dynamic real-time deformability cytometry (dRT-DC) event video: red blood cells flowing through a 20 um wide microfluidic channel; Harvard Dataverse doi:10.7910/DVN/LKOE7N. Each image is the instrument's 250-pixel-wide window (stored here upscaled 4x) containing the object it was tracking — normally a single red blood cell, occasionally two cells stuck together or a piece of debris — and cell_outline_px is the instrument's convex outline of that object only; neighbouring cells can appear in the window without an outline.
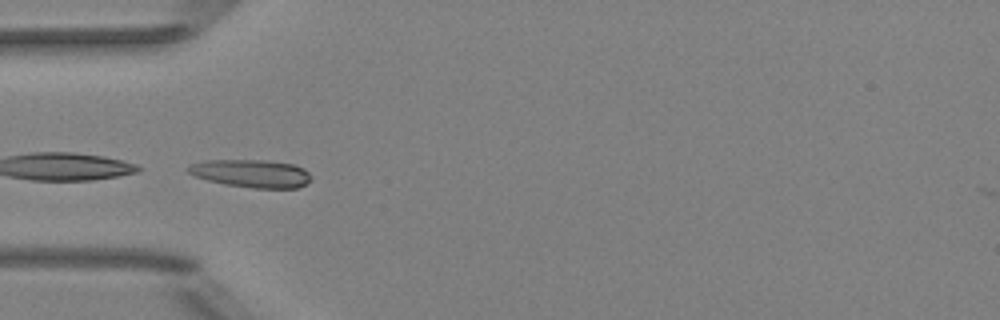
{"species": "Egyptian fruit bat (a non-hibernating species)", "species_latin": "Rousettus aegyptiacus", "temperature_condition": "room temperature", "stored_images_in_passage": 4, "segment_of_instrument_passage": [2, 2], "camera_frame_rate_fps": 3000, "um_per_image_px": 0.085, "animal": {"sex": "female"}, "frame": {"image": 1, "passage_image": 4, "time_ms": 3.333, "image_size_px": [1000, 320], "cell_outline_px": [[312, 180], [296, 188], [252, 188], [224, 184], [208, 180], [196, 176], [188, 172], [184, 168], [192, 164], [204, 160], [268, 160], [296, 164], [304, 168], [312, 176]], "centroid_in_image_um": [21.39, 14.73], "position_along_channel_um": 63.6, "area_um2": 20.17}}